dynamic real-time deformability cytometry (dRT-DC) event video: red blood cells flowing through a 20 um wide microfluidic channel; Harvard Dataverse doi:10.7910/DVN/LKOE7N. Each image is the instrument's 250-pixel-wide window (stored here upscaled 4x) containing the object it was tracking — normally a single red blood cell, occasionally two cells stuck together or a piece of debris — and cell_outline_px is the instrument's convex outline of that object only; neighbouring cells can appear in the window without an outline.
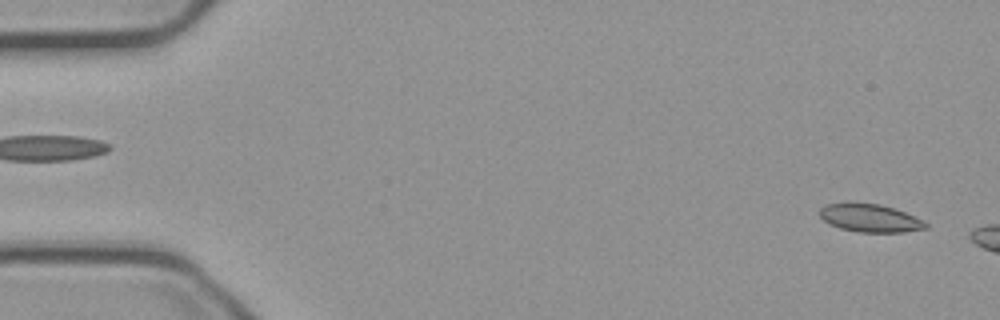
{"species": "common noctule bat (a hibernating species)", "species_latin": "Nyctalus noctula", "temperature_condition": "cold", "stored_images_in_passage": 7, "camera_frame_rate_fps": 3000, "um_per_image_px": 0.085, "animal": {"sex": "male", "body_mass_g": 23.1, "forearm_length_mm": 52.7}, "frame": {"image": 1, "passage_image": 2, "time_ms": 0.333, "image_size_px": [1000, 320], "cell_outline_px": [[928, 228], [904, 232], [860, 232], [840, 228], [828, 224], [820, 216], [820, 208], [824, 204], [848, 200], [880, 204], [904, 212], [924, 220], [928, 224]], "centroid_in_image_um": [73.9, 18.5], "position_along_channel_um": 11.1, "area_um2": 17.8}}